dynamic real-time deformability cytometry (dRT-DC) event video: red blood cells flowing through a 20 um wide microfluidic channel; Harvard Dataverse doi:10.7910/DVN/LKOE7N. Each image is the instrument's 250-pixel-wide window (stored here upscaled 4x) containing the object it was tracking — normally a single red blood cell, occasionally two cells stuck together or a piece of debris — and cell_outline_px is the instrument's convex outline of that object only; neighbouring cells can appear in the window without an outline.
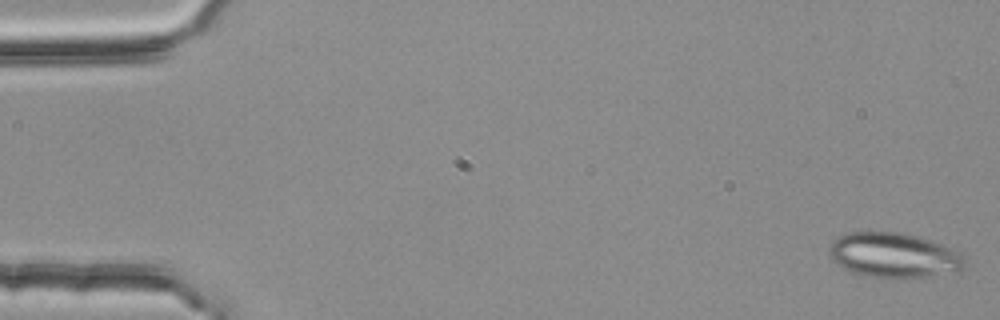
{"species": "common noctule bat (a hibernating species)", "species_latin": "Nyctalus noctula", "temperature_condition": "room temperature", "stored_images_in_passage": 53, "camera_frame_rate_fps": 3000, "um_per_image_px": 0.085, "animal": {"sex": "female", "body_mass_g": 25.1}, "frame": {"image": 1, "passage_image": 1, "time_ms": 0.0, "image_size_px": [1000, 320], "cell_outline_px": [[968, 264], [964, 268], [924, 276], [872, 276], [852, 272], [844, 268], [832, 260], [828, 248], [828, 244], [832, 240], [840, 236], [852, 232], [900, 232], [916, 236], [940, 244], [964, 256], [968, 260]], "centroid_in_image_um": [75.92, 21.66], "position_along_channel_um": 9.1, "area_um2": 34.45}}
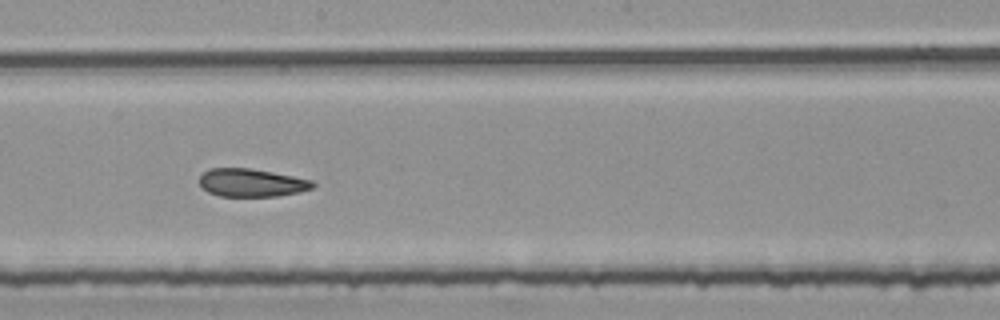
{"frame": {"image": 2, "passage_image": 30, "time_ms": 9.667, "image_size_px": [1000, 320], "cell_outline_px": [[316, 184], [312, 188], [300, 192], [276, 196], [220, 196], [208, 192], [200, 184], [200, 176], [208, 168], [248, 168], [272, 172], [312, 180]], "centroid_in_image_um": [21.38, 15.53], "position_along_channel_um": 226.8, "area_um2": 18.38}}
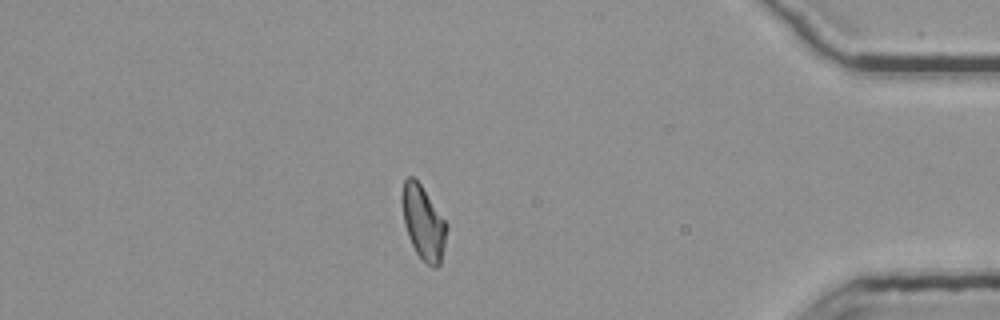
{"frame": {"image": 3, "passage_image": 47, "time_ms": 15.333, "image_size_px": [1000, 320], "cell_outline_px": [[448, 228], [440, 264], [436, 268], [432, 268], [416, 252], [408, 236], [404, 224], [400, 196], [404, 180], [408, 176], [412, 176], [420, 184], [448, 224]], "centroid_in_image_um": [35.97, 18.91], "position_along_channel_um": 399.2, "area_um2": 19.19}, "authors_computed_cell_mechanics": {"area_um2": 19.5942, "velocity_mm_per_s": 3.7677, "shape_relaxation_time_tau1_ms": null, "shape_relaxation_time_tau2_ms": 3.3745, "deformation_change_tau1": null, "deformation_change_tau2": 0.097}}